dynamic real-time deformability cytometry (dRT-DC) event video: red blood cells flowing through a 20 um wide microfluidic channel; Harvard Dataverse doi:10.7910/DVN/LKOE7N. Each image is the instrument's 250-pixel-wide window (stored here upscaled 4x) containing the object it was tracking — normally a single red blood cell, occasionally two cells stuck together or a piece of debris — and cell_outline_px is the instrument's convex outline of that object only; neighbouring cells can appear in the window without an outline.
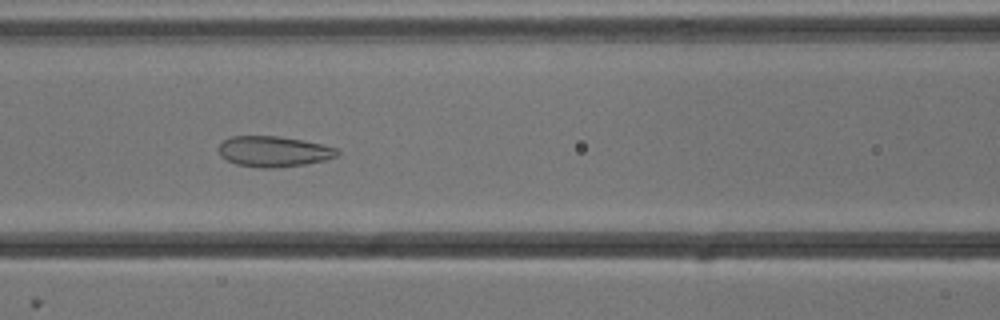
{"species": "common noctule bat (a hibernating species)", "species_latin": "Nyctalus noctula", "temperature_condition": "cold", "stored_images_in_passage": 27, "camera_frame_rate_fps": 3000, "um_per_image_px": 0.085, "animal": {"sex": "male", "body_mass_g": 13.3}, "frame": {"image": 1, "passage_image": 12, "time_ms": 3.667, "image_size_px": [1000, 320], "cell_outline_px": [[340, 152], [336, 156], [324, 160], [304, 164], [276, 168], [260, 168], [236, 164], [220, 156], [216, 148], [224, 140], [232, 136], [280, 136], [340, 148]], "centroid_in_image_um": [23.24, 12.87], "position_along_channel_um": 143.4, "area_um2": 21.21}}
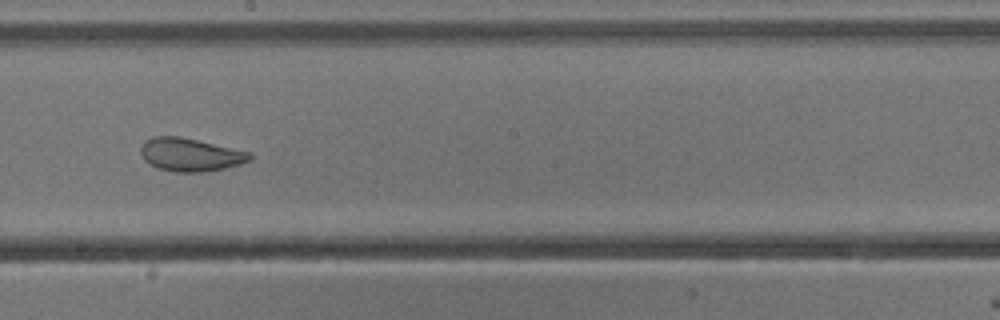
{"frame": {"image": 2, "passage_image": 19, "time_ms": 6.0, "image_size_px": [1000, 320], "cell_outline_px": [[252, 160], [240, 164], [224, 168], [204, 172], [176, 172], [156, 168], [148, 164], [144, 160], [140, 152], [140, 148], [144, 140], [152, 136], [180, 136], [252, 152]], "centroid_in_image_um": [16.16, 13.14], "position_along_channel_um": 232.0, "area_um2": 21.39}}
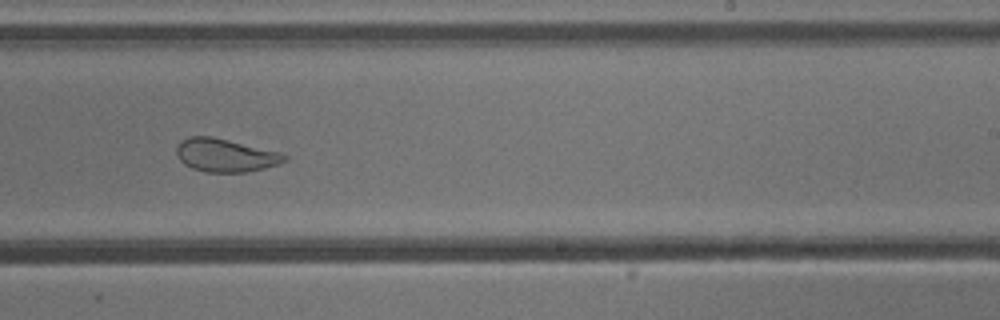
{"frame": {"image": 3, "passage_image": 22, "time_ms": 7.0, "image_size_px": [1000, 320], "cell_outline_px": [[288, 160], [280, 164], [248, 172], [204, 172], [192, 168], [184, 164], [180, 160], [176, 152], [176, 148], [180, 140], [188, 136], [212, 136], [280, 152], [288, 156]], "centroid_in_image_um": [19.16, 13.2], "position_along_channel_um": 269.8, "area_um2": 21.04}}